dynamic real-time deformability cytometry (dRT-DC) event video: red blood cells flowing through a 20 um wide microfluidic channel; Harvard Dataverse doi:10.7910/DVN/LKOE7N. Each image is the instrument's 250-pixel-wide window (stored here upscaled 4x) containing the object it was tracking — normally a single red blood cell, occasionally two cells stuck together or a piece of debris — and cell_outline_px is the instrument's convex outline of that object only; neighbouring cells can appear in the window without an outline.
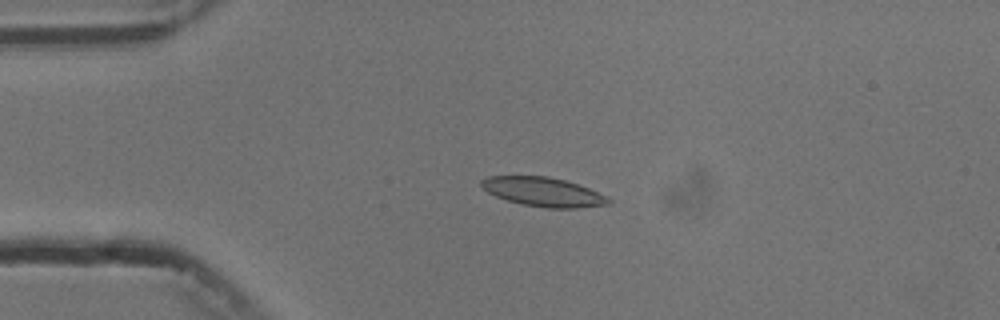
{"species": "common noctule bat (a hibernating species)", "species_latin": "Nyctalus noctula", "temperature_condition": "cold", "stored_images_in_passage": 5, "camera_frame_rate_fps": 3000, "um_per_image_px": 0.085, "animal": {"sex": "male", "body_mass_g": 13.3}, "frame": {"image": 1, "passage_image": 4, "time_ms": 3.667, "image_size_px": [1000, 320], "cell_outline_px": [[612, 204], [576, 208], [544, 208], [524, 204], [508, 200], [496, 196], [488, 192], [480, 184], [480, 180], [488, 176], [548, 176], [564, 180], [588, 188], [608, 196], [612, 200]], "centroid_in_image_um": [46.21, 16.31], "position_along_channel_um": 38.8, "area_um2": 21.5}}